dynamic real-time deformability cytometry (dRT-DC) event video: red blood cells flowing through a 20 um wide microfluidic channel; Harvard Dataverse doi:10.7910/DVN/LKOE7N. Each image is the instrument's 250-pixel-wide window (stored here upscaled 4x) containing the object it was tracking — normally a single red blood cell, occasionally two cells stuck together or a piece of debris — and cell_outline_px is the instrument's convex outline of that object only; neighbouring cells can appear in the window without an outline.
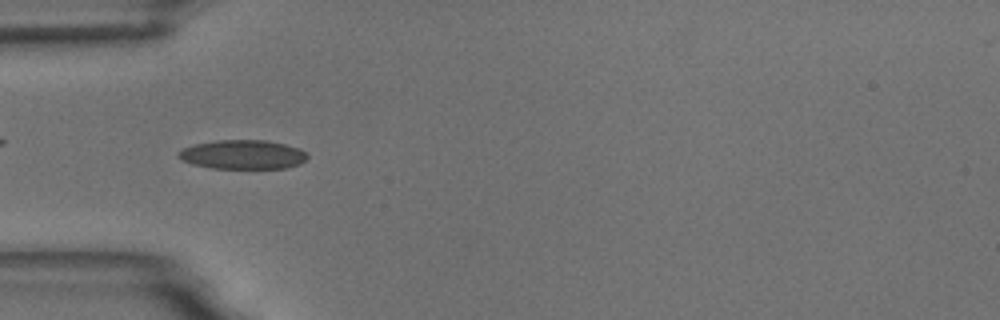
{"species": "common noctule bat (a hibernating species)", "species_latin": "Nyctalus noctula", "temperature_condition": "room temperature", "stored_images_in_passage": 55, "camera_frame_rate_fps": 3000, "um_per_image_px": 0.085, "animal": {"sex": "male", "body_mass_g": 18.8}, "frame": {"image": 1, "passage_image": 17, "time_ms": 5.333, "image_size_px": [1000, 320], "cell_outline_px": [[308, 156], [300, 164], [288, 168], [212, 168], [192, 164], [176, 156], [176, 152], [184, 148], [196, 144], [220, 140], [264, 140], [284, 144], [300, 148], [308, 152]], "centroid_in_image_um": [20.66, 13.14], "position_along_channel_um": 64.3, "area_um2": 21.85}}
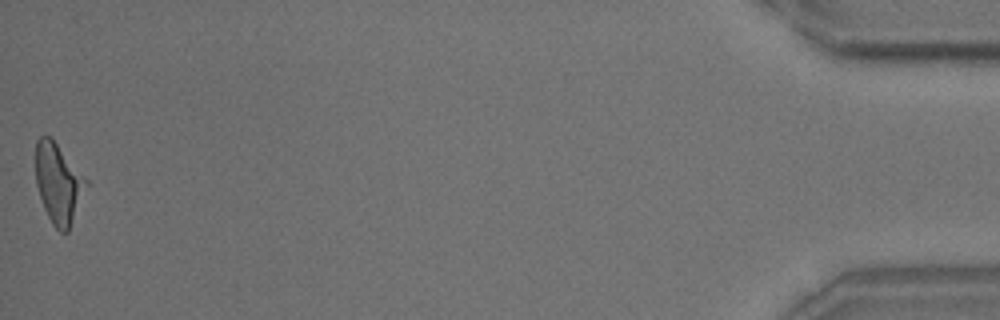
{"frame": {"image": 2, "passage_image": 55, "time_ms": 18.0, "image_size_px": [1000, 320], "cell_outline_px": [[88, 184], [68, 232], [60, 232], [52, 224], [44, 208], [36, 184], [36, 140], [40, 136], [48, 136], [56, 144], [88, 180]], "centroid_in_image_um": [4.96, 15.61], "position_along_channel_um": 430.2, "area_um2": 23.06}}